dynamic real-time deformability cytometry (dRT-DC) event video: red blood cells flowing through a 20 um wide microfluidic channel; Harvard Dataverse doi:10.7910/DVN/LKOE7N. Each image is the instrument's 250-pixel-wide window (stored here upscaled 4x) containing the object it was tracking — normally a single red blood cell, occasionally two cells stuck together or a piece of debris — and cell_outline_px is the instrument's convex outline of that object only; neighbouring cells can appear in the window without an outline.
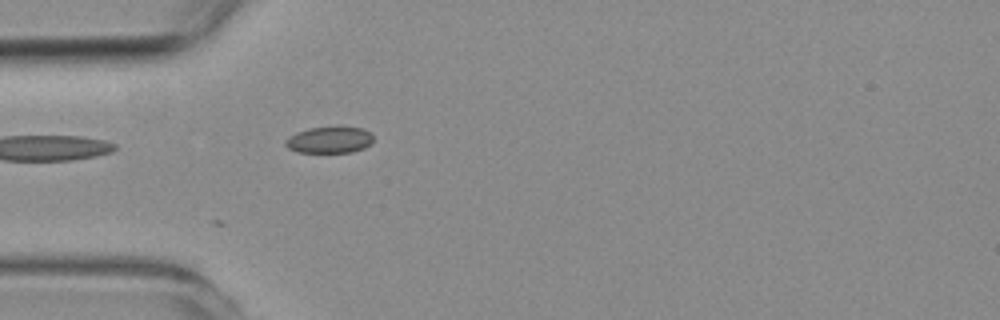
{"species": "common noctule bat (a hibernating species)", "species_latin": "Nyctalus noctula", "temperature_condition": "room temperature", "stored_images_in_passage": 17, "camera_frame_rate_fps": 3000, "um_per_image_px": 0.085, "animal": {"sex": "female", "body_mass_g": 19.3, "forearm_length_mm": 54.1}, "frame": {"image": 1, "passage_image": 17, "time_ms": 5.333, "image_size_px": [1000, 320], "cell_outline_px": [[372, 140], [364, 148], [352, 152], [296, 152], [288, 148], [284, 144], [284, 140], [288, 136], [296, 132], [308, 128], [336, 124], [364, 128], [372, 136]], "centroid_in_image_um": [27.96, 11.84], "position_along_channel_um": 57.0, "area_um2": 14.1}}